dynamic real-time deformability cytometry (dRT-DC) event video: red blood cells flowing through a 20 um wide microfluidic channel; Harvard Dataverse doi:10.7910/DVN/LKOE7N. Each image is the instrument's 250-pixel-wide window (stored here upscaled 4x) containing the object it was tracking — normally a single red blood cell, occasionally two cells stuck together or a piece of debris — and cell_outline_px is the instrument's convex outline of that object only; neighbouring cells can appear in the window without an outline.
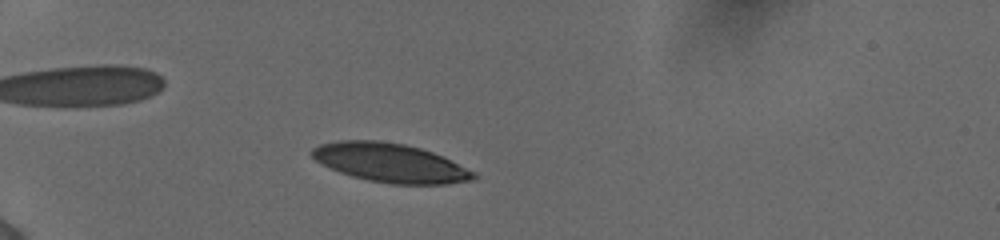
{"species": "human", "species_latin": "Homo sapiens", "temperature_condition": "cold", "stored_images_in_passage": 39, "camera_frame_rate_fps": 3000, "um_per_image_px": 0.085, "donor": {"sex": "female"}, "frame": {"image": 1, "passage_image": 2, "time_ms": 0.333, "image_size_px": [1000, 240], "cell_outline_px": [[476, 180], [448, 184], [388, 184], [368, 180], [352, 176], [340, 172], [320, 164], [308, 152], [312, 148], [320, 144], [340, 140], [380, 140], [404, 144], [420, 148], [444, 156], [476, 172]], "centroid_in_image_um": [33.18, 13.84], "position_along_channel_um": 51.8, "area_um2": 36.99}}
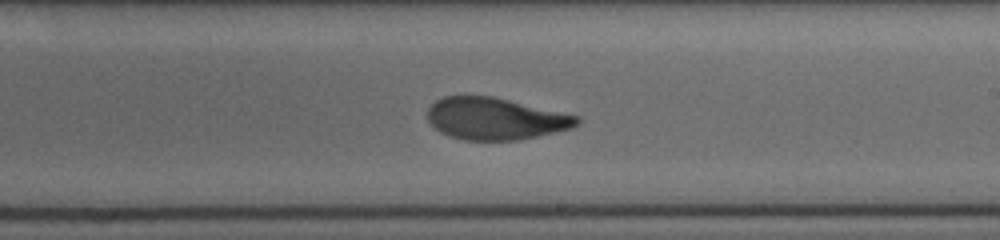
{"frame": {"image": 2, "passage_image": 20, "time_ms": 6.333, "image_size_px": [1000, 240], "cell_outline_px": [[580, 124], [572, 128], [520, 140], [464, 140], [448, 136], [440, 132], [428, 120], [428, 108], [436, 100], [444, 96], [492, 96], [580, 116]], "centroid_in_image_um": [42.12, 10.09], "position_along_channel_um": 246.9, "area_um2": 36.53}}
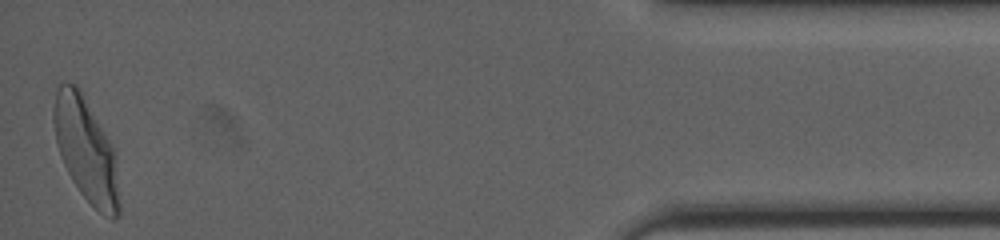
{"frame": {"image": 3, "passage_image": 39, "time_ms": 12.667, "image_size_px": [1000, 240], "cell_outline_px": [[120, 216], [112, 220], [104, 216], [80, 192], [72, 180], [60, 156], [56, 140], [52, 120], [52, 108], [56, 92], [60, 84], [76, 84], [108, 140], [116, 156], [120, 204]], "centroid_in_image_um": [7.31, 12.81], "position_along_channel_um": 427.9, "area_um2": 39.13}, "authors_computed_cell_mechanics": {"area_um2": 37.6856, "velocity_mm_per_s": 3.8678, "shape_relaxation_time_tau1_ms": 4.5635, "shape_relaxation_time_tau2_ms": 1.1279, "deformation_change_tau1": 0.1897, "deformation_change_tau2": 0.0743}}